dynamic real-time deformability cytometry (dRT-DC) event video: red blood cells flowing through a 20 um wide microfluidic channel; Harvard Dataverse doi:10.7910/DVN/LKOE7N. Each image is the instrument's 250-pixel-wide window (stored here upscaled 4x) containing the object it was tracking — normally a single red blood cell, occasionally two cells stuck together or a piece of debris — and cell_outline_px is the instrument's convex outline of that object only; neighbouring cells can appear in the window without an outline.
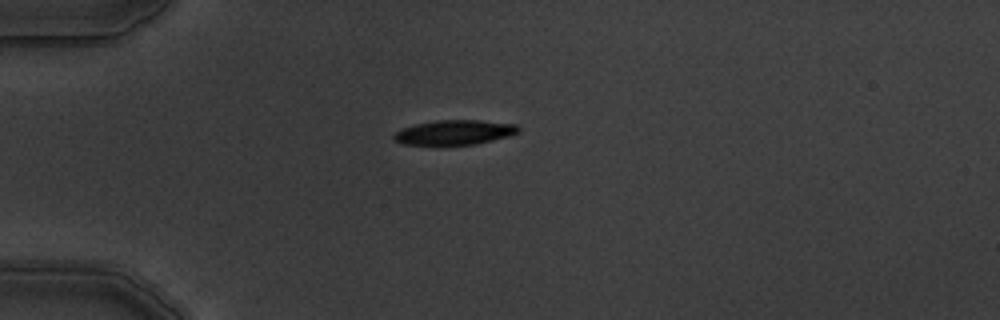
{"species": "common noctule bat (a hibernating species)", "species_latin": "Nyctalus noctula", "temperature_condition": "warm", "stored_images_in_passage": 3, "camera_frame_rate_fps": 3000, "um_per_image_px": 0.085, "animal": {"sex": "male", "body_mass_g": 19.5, "forearm_length_mm": 54.6}, "frame": {"image": 1, "passage_image": 1, "time_ms": 0.0, "image_size_px": [1000, 320], "cell_outline_px": [[520, 132], [508, 136], [476, 144], [404, 144], [396, 140], [392, 136], [396, 132], [404, 128], [416, 124], [436, 120], [480, 120], [516, 124], [520, 128]], "centroid_in_image_um": [38.68, 11.24], "position_along_channel_um": 46.3, "area_um2": 17.63}}